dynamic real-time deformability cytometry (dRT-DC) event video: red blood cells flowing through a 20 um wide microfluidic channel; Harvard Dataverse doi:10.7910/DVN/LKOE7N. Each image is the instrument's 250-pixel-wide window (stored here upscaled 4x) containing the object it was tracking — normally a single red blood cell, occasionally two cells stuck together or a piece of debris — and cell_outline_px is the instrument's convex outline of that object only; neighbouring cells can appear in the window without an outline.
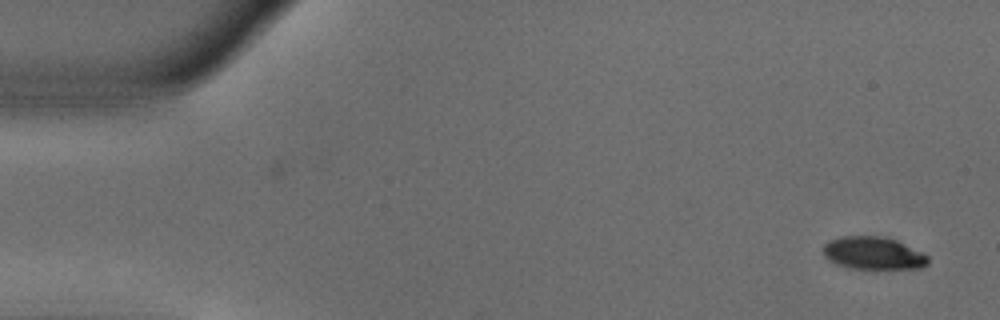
{"species": "common noctule bat (a hibernating species)", "species_latin": "Nyctalus noctula", "temperature_condition": "warm", "stored_images_in_passage": 52, "camera_frame_rate_fps": 3000, "um_per_image_px": 0.085, "animal": {"sex": "male", "body_mass_g": 18.8}, "frame": {"image": 1, "passage_image": 1, "time_ms": 0.0, "image_size_px": [1000, 320], "cell_outline_px": [[928, 264], [920, 268], [852, 268], [836, 264], [828, 260], [824, 256], [824, 244], [828, 240], [844, 236], [884, 236], [896, 240], [924, 252], [928, 256]], "centroid_in_image_um": [74.24, 21.51], "position_along_channel_um": 10.8, "area_um2": 19.94}}
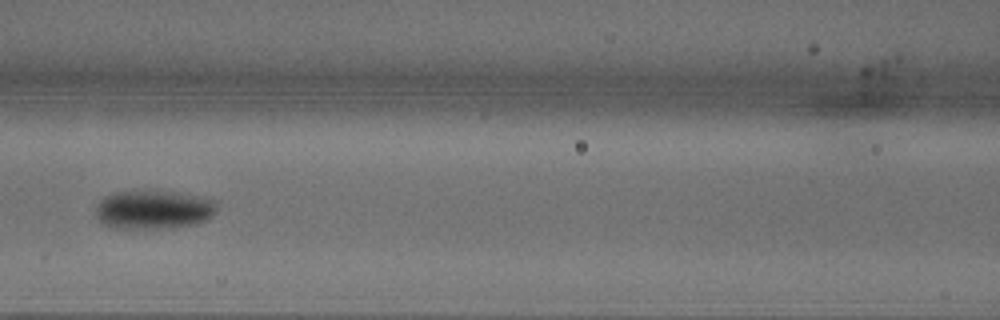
{"frame": {"image": 2, "passage_image": 22, "time_ms": 7.0, "image_size_px": [1000, 320], "cell_outline_px": [[216, 212], [208, 220], [196, 224], [168, 228], [116, 228], [104, 224], [96, 216], [96, 208], [100, 200], [104, 196], [116, 192], [176, 192], [200, 196], [216, 200]], "centroid_in_image_um": [13.1, 17.83], "position_along_channel_um": 153.5, "area_um2": 27.22}}
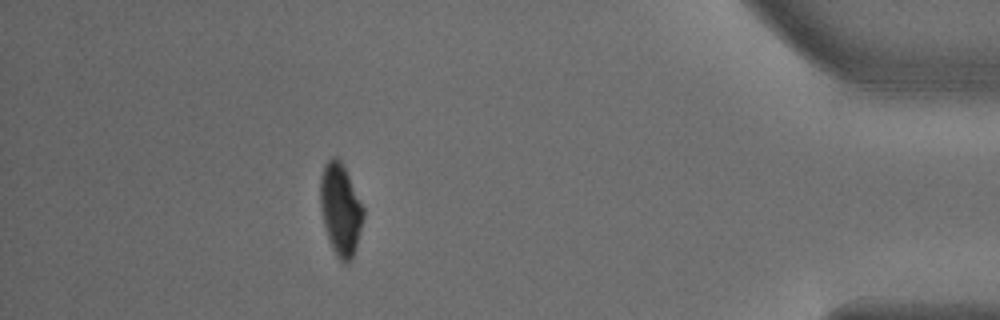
{"frame": {"image": 3, "passage_image": 46, "time_ms": 15.0, "image_size_px": [1000, 320], "cell_outline_px": [[364, 216], [356, 248], [352, 260], [348, 264], [344, 264], [336, 256], [332, 248], [324, 224], [320, 204], [320, 176], [324, 164], [332, 156], [336, 156], [340, 160], [364, 208]], "centroid_in_image_um": [28.94, 17.83], "position_along_channel_um": 406.3, "area_um2": 22.95}, "authors_computed_cell_mechanics": {"area_um2": 23.9581, "velocity_mm_per_s": 3.7818, "shape_relaxation_time_tau1_ms": 3.6432, "shape_relaxation_time_tau2_ms": null, "deformation_change_tau1": 0.1933, "deformation_change_tau2": null}}